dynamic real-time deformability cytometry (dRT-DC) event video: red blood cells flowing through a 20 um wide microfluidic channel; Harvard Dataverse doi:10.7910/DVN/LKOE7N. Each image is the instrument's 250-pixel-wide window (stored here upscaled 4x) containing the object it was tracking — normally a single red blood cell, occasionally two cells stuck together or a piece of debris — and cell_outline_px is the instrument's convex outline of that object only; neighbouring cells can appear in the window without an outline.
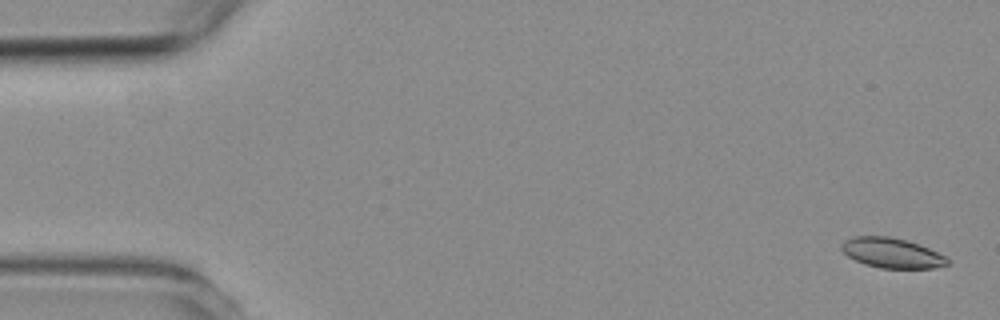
{"species": "common noctule bat (a hibernating species)", "species_latin": "Nyctalus noctula", "temperature_condition": "room temperature", "stored_images_in_passage": 5, "segment_of_instrument_passage": [2, 2], "camera_frame_rate_fps": 3000, "um_per_image_px": 0.085, "animal": {"sex": "female", "body_mass_g": 19.3, "forearm_length_mm": 54.1}, "frame": {"image": 1, "passage_image": 5, "time_ms": 4.667, "image_size_px": [1000, 320], "cell_outline_px": [[952, 260], [948, 264], [932, 268], [880, 268], [864, 264], [848, 256], [840, 248], [840, 244], [844, 240], [852, 236], [888, 236], [908, 240], [928, 248]], "centroid_in_image_um": [75.78, 21.49], "position_along_channel_um": 9.2, "area_um2": 18.55}}